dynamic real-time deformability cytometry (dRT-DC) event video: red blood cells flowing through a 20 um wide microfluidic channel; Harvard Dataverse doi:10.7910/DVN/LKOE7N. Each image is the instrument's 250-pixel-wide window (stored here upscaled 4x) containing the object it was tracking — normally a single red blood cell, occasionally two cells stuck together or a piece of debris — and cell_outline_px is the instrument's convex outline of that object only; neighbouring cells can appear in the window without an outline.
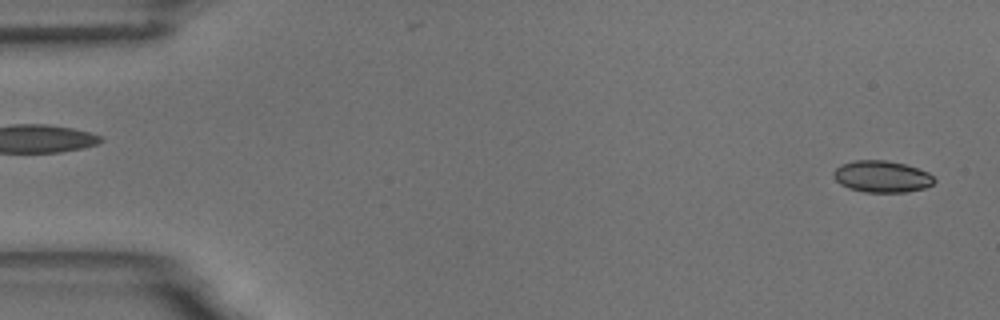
{"species": "common noctule bat (a hibernating species)", "species_latin": "Nyctalus noctula", "temperature_condition": "room temperature", "stored_images_in_passage": 55, "camera_frame_rate_fps": 3000, "um_per_image_px": 0.085, "animal": {"sex": "male", "body_mass_g": 18.8}, "frame": {"image": 1, "passage_image": 2, "time_ms": 0.333, "image_size_px": [1000, 320], "cell_outline_px": [[936, 180], [932, 184], [924, 188], [908, 192], [864, 192], [848, 188], [840, 184], [832, 176], [832, 172], [840, 164], [856, 160], [884, 160], [904, 164], [928, 172]], "centroid_in_image_um": [74.92, 15.01], "position_along_channel_um": 10.1, "area_um2": 18.61}}
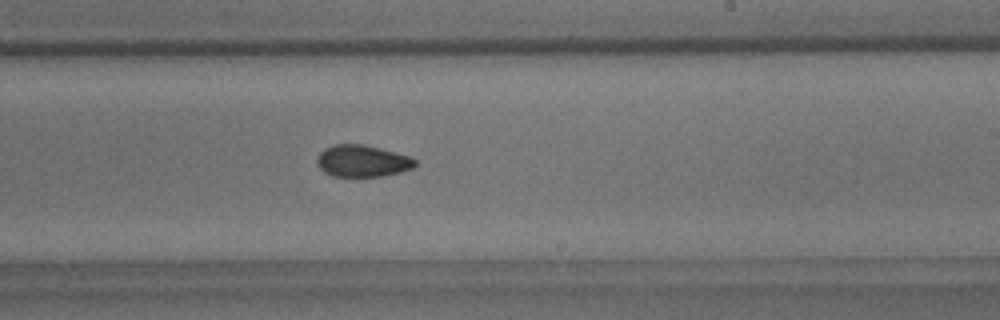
{"frame": {"image": 2, "passage_image": 33, "time_ms": 10.667, "image_size_px": [1000, 320], "cell_outline_px": [[416, 164], [412, 168], [400, 172], [384, 176], [332, 176], [324, 172], [320, 168], [316, 160], [320, 152], [324, 148], [332, 144], [364, 144], [412, 156], [416, 160]], "centroid_in_image_um": [30.81, 13.67], "position_along_channel_um": 258.2, "area_um2": 18.32}}
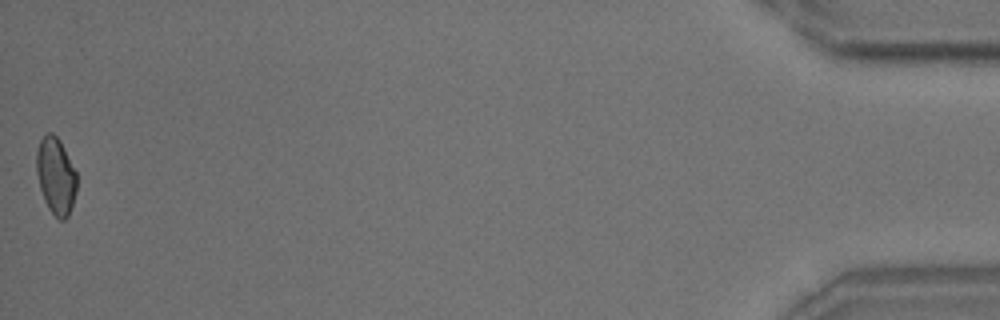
{"frame": {"image": 3, "passage_image": 55, "time_ms": 18.0, "image_size_px": [1000, 320], "cell_outline_px": [[76, 192], [68, 216], [64, 220], [60, 220], [48, 208], [44, 200], [40, 188], [36, 172], [36, 152], [40, 140], [48, 132], [52, 132], [60, 140], [76, 172]], "centroid_in_image_um": [4.73, 14.94], "position_along_channel_um": 430.5, "area_um2": 17.92}, "authors_computed_cell_mechanics": {"area_um2": 18.496, "velocity_mm_per_s": 3.6552, "shape_relaxation_time_tau1_ms": 5.2416, "shape_relaxation_time_tau2_ms": 1.3982, "deformation_change_tau1": 0.1032, "deformation_change_tau2": 0.0476}}